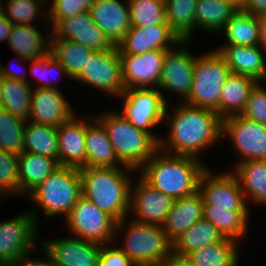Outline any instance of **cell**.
Wrapping results in <instances>:
<instances>
[{
    "label": "cell",
    "instance_id": "1",
    "mask_svg": "<svg viewBox=\"0 0 266 266\" xmlns=\"http://www.w3.org/2000/svg\"><path fill=\"white\" fill-rule=\"evenodd\" d=\"M167 110L168 105L165 115L166 120H170L166 121L169 134L167 140L162 138L159 142V149L163 152L173 151L171 154L200 159L204 149L222 139V118L214 110L185 102L174 109L172 116Z\"/></svg>",
    "mask_w": 266,
    "mask_h": 266
},
{
    "label": "cell",
    "instance_id": "2",
    "mask_svg": "<svg viewBox=\"0 0 266 266\" xmlns=\"http://www.w3.org/2000/svg\"><path fill=\"white\" fill-rule=\"evenodd\" d=\"M206 169L201 159L158 149L138 171L153 188L178 199L198 191L200 177Z\"/></svg>",
    "mask_w": 266,
    "mask_h": 266
},
{
    "label": "cell",
    "instance_id": "3",
    "mask_svg": "<svg viewBox=\"0 0 266 266\" xmlns=\"http://www.w3.org/2000/svg\"><path fill=\"white\" fill-rule=\"evenodd\" d=\"M78 169L81 175L82 196L112 216L117 222L125 219L129 214L132 184V179L125 172L137 170L128 166L80 167Z\"/></svg>",
    "mask_w": 266,
    "mask_h": 266
},
{
    "label": "cell",
    "instance_id": "4",
    "mask_svg": "<svg viewBox=\"0 0 266 266\" xmlns=\"http://www.w3.org/2000/svg\"><path fill=\"white\" fill-rule=\"evenodd\" d=\"M106 129L118 160L138 170L159 149V143L147 132L136 128L121 112L102 113L95 117Z\"/></svg>",
    "mask_w": 266,
    "mask_h": 266
},
{
    "label": "cell",
    "instance_id": "5",
    "mask_svg": "<svg viewBox=\"0 0 266 266\" xmlns=\"http://www.w3.org/2000/svg\"><path fill=\"white\" fill-rule=\"evenodd\" d=\"M126 231L123 232V246L119 249L137 266H166L173 257V242L165 233L163 225L131 220Z\"/></svg>",
    "mask_w": 266,
    "mask_h": 266
},
{
    "label": "cell",
    "instance_id": "6",
    "mask_svg": "<svg viewBox=\"0 0 266 266\" xmlns=\"http://www.w3.org/2000/svg\"><path fill=\"white\" fill-rule=\"evenodd\" d=\"M29 194L31 199L43 209L47 218L60 214L66 218L82 196L79 169L59 166Z\"/></svg>",
    "mask_w": 266,
    "mask_h": 266
},
{
    "label": "cell",
    "instance_id": "7",
    "mask_svg": "<svg viewBox=\"0 0 266 266\" xmlns=\"http://www.w3.org/2000/svg\"><path fill=\"white\" fill-rule=\"evenodd\" d=\"M230 73L225 58L216 49L195 56L192 88L184 102L212 109L220 116V96Z\"/></svg>",
    "mask_w": 266,
    "mask_h": 266
},
{
    "label": "cell",
    "instance_id": "8",
    "mask_svg": "<svg viewBox=\"0 0 266 266\" xmlns=\"http://www.w3.org/2000/svg\"><path fill=\"white\" fill-rule=\"evenodd\" d=\"M76 238L104 245L111 243L118 229L127 226L126 218L116 221L94 203L81 196L65 218Z\"/></svg>",
    "mask_w": 266,
    "mask_h": 266
},
{
    "label": "cell",
    "instance_id": "9",
    "mask_svg": "<svg viewBox=\"0 0 266 266\" xmlns=\"http://www.w3.org/2000/svg\"><path fill=\"white\" fill-rule=\"evenodd\" d=\"M158 88L125 89L119 96L123 100L122 115L136 128L150 134L158 143L161 138L150 131L165 121L167 102Z\"/></svg>",
    "mask_w": 266,
    "mask_h": 266
},
{
    "label": "cell",
    "instance_id": "10",
    "mask_svg": "<svg viewBox=\"0 0 266 266\" xmlns=\"http://www.w3.org/2000/svg\"><path fill=\"white\" fill-rule=\"evenodd\" d=\"M35 211L0 223V265L11 266L29 256L37 235ZM31 252V253H30Z\"/></svg>",
    "mask_w": 266,
    "mask_h": 266
},
{
    "label": "cell",
    "instance_id": "11",
    "mask_svg": "<svg viewBox=\"0 0 266 266\" xmlns=\"http://www.w3.org/2000/svg\"><path fill=\"white\" fill-rule=\"evenodd\" d=\"M81 83L94 86L101 92L119 97L124 93L122 63L117 45L108 50L95 51L86 68L75 78Z\"/></svg>",
    "mask_w": 266,
    "mask_h": 266
},
{
    "label": "cell",
    "instance_id": "12",
    "mask_svg": "<svg viewBox=\"0 0 266 266\" xmlns=\"http://www.w3.org/2000/svg\"><path fill=\"white\" fill-rule=\"evenodd\" d=\"M222 139L229 136L240 154L246 160H266V125L249 120L241 114L222 119Z\"/></svg>",
    "mask_w": 266,
    "mask_h": 266
},
{
    "label": "cell",
    "instance_id": "13",
    "mask_svg": "<svg viewBox=\"0 0 266 266\" xmlns=\"http://www.w3.org/2000/svg\"><path fill=\"white\" fill-rule=\"evenodd\" d=\"M217 174L207 168L200 177L198 191L202 195L204 205L248 210L249 205L235 175L231 171Z\"/></svg>",
    "mask_w": 266,
    "mask_h": 266
},
{
    "label": "cell",
    "instance_id": "14",
    "mask_svg": "<svg viewBox=\"0 0 266 266\" xmlns=\"http://www.w3.org/2000/svg\"><path fill=\"white\" fill-rule=\"evenodd\" d=\"M137 185L133 182L130 189V208L134 221L163 225L175 199L153 188L141 176ZM135 184V185H134Z\"/></svg>",
    "mask_w": 266,
    "mask_h": 266
},
{
    "label": "cell",
    "instance_id": "15",
    "mask_svg": "<svg viewBox=\"0 0 266 266\" xmlns=\"http://www.w3.org/2000/svg\"><path fill=\"white\" fill-rule=\"evenodd\" d=\"M167 51L151 50L139 55L119 54L125 89L158 88Z\"/></svg>",
    "mask_w": 266,
    "mask_h": 266
},
{
    "label": "cell",
    "instance_id": "16",
    "mask_svg": "<svg viewBox=\"0 0 266 266\" xmlns=\"http://www.w3.org/2000/svg\"><path fill=\"white\" fill-rule=\"evenodd\" d=\"M42 251L54 266H99L101 244L76 237L48 240Z\"/></svg>",
    "mask_w": 266,
    "mask_h": 266
},
{
    "label": "cell",
    "instance_id": "17",
    "mask_svg": "<svg viewBox=\"0 0 266 266\" xmlns=\"http://www.w3.org/2000/svg\"><path fill=\"white\" fill-rule=\"evenodd\" d=\"M181 40L167 22L148 27L131 26L117 44L119 54H143L151 50H171Z\"/></svg>",
    "mask_w": 266,
    "mask_h": 266
},
{
    "label": "cell",
    "instance_id": "18",
    "mask_svg": "<svg viewBox=\"0 0 266 266\" xmlns=\"http://www.w3.org/2000/svg\"><path fill=\"white\" fill-rule=\"evenodd\" d=\"M188 42L181 41L178 44L179 50L173 51L171 49L165 53L162 74L158 84L159 90L178 92L179 96L184 97L182 100H186L190 94L195 63L194 55L185 49L186 46H183Z\"/></svg>",
    "mask_w": 266,
    "mask_h": 266
},
{
    "label": "cell",
    "instance_id": "19",
    "mask_svg": "<svg viewBox=\"0 0 266 266\" xmlns=\"http://www.w3.org/2000/svg\"><path fill=\"white\" fill-rule=\"evenodd\" d=\"M52 28L55 38L70 40L95 51L108 50L114 46L93 22L89 11L60 19Z\"/></svg>",
    "mask_w": 266,
    "mask_h": 266
},
{
    "label": "cell",
    "instance_id": "20",
    "mask_svg": "<svg viewBox=\"0 0 266 266\" xmlns=\"http://www.w3.org/2000/svg\"><path fill=\"white\" fill-rule=\"evenodd\" d=\"M68 103L59 89L35 87L29 121L57 128L76 115Z\"/></svg>",
    "mask_w": 266,
    "mask_h": 266
},
{
    "label": "cell",
    "instance_id": "21",
    "mask_svg": "<svg viewBox=\"0 0 266 266\" xmlns=\"http://www.w3.org/2000/svg\"><path fill=\"white\" fill-rule=\"evenodd\" d=\"M93 22L117 45L130 29L131 20L128 1L95 0L89 9Z\"/></svg>",
    "mask_w": 266,
    "mask_h": 266
},
{
    "label": "cell",
    "instance_id": "22",
    "mask_svg": "<svg viewBox=\"0 0 266 266\" xmlns=\"http://www.w3.org/2000/svg\"><path fill=\"white\" fill-rule=\"evenodd\" d=\"M60 166L86 167V120L74 115L57 127Z\"/></svg>",
    "mask_w": 266,
    "mask_h": 266
},
{
    "label": "cell",
    "instance_id": "23",
    "mask_svg": "<svg viewBox=\"0 0 266 266\" xmlns=\"http://www.w3.org/2000/svg\"><path fill=\"white\" fill-rule=\"evenodd\" d=\"M216 50L225 58L231 73L251 77L259 83L266 82V60L260 45H223Z\"/></svg>",
    "mask_w": 266,
    "mask_h": 266
},
{
    "label": "cell",
    "instance_id": "24",
    "mask_svg": "<svg viewBox=\"0 0 266 266\" xmlns=\"http://www.w3.org/2000/svg\"><path fill=\"white\" fill-rule=\"evenodd\" d=\"M203 210L204 201L199 191L175 199L163 224L168 238L174 242L193 224L203 218Z\"/></svg>",
    "mask_w": 266,
    "mask_h": 266
},
{
    "label": "cell",
    "instance_id": "25",
    "mask_svg": "<svg viewBox=\"0 0 266 266\" xmlns=\"http://www.w3.org/2000/svg\"><path fill=\"white\" fill-rule=\"evenodd\" d=\"M92 119V125L86 121V167L124 166L118 160L104 126L95 117Z\"/></svg>",
    "mask_w": 266,
    "mask_h": 266
},
{
    "label": "cell",
    "instance_id": "26",
    "mask_svg": "<svg viewBox=\"0 0 266 266\" xmlns=\"http://www.w3.org/2000/svg\"><path fill=\"white\" fill-rule=\"evenodd\" d=\"M36 28L37 25H13L8 38V44L14 53L28 63L50 52L51 32L45 38Z\"/></svg>",
    "mask_w": 266,
    "mask_h": 266
},
{
    "label": "cell",
    "instance_id": "27",
    "mask_svg": "<svg viewBox=\"0 0 266 266\" xmlns=\"http://www.w3.org/2000/svg\"><path fill=\"white\" fill-rule=\"evenodd\" d=\"M18 157L19 196L30 193L60 166L51 157L31 152L23 151Z\"/></svg>",
    "mask_w": 266,
    "mask_h": 266
},
{
    "label": "cell",
    "instance_id": "28",
    "mask_svg": "<svg viewBox=\"0 0 266 266\" xmlns=\"http://www.w3.org/2000/svg\"><path fill=\"white\" fill-rule=\"evenodd\" d=\"M233 169L245 199L266 206V160L237 162Z\"/></svg>",
    "mask_w": 266,
    "mask_h": 266
},
{
    "label": "cell",
    "instance_id": "29",
    "mask_svg": "<svg viewBox=\"0 0 266 266\" xmlns=\"http://www.w3.org/2000/svg\"><path fill=\"white\" fill-rule=\"evenodd\" d=\"M257 83L251 77L230 73L220 96V117L224 119L231 115L241 114L251 90Z\"/></svg>",
    "mask_w": 266,
    "mask_h": 266
},
{
    "label": "cell",
    "instance_id": "30",
    "mask_svg": "<svg viewBox=\"0 0 266 266\" xmlns=\"http://www.w3.org/2000/svg\"><path fill=\"white\" fill-rule=\"evenodd\" d=\"M249 213V210H232L216 207V205H204L203 217L211 222L223 237L239 241L246 233Z\"/></svg>",
    "mask_w": 266,
    "mask_h": 266
},
{
    "label": "cell",
    "instance_id": "31",
    "mask_svg": "<svg viewBox=\"0 0 266 266\" xmlns=\"http://www.w3.org/2000/svg\"><path fill=\"white\" fill-rule=\"evenodd\" d=\"M223 238L217 228L203 217L173 242V255L185 258L189 253Z\"/></svg>",
    "mask_w": 266,
    "mask_h": 266
},
{
    "label": "cell",
    "instance_id": "32",
    "mask_svg": "<svg viewBox=\"0 0 266 266\" xmlns=\"http://www.w3.org/2000/svg\"><path fill=\"white\" fill-rule=\"evenodd\" d=\"M238 11L239 8L229 1L197 0L195 27L218 33Z\"/></svg>",
    "mask_w": 266,
    "mask_h": 266
},
{
    "label": "cell",
    "instance_id": "33",
    "mask_svg": "<svg viewBox=\"0 0 266 266\" xmlns=\"http://www.w3.org/2000/svg\"><path fill=\"white\" fill-rule=\"evenodd\" d=\"M95 50L70 40L57 39L51 34L50 53L67 71L68 76L75 79L84 68Z\"/></svg>",
    "mask_w": 266,
    "mask_h": 266
},
{
    "label": "cell",
    "instance_id": "34",
    "mask_svg": "<svg viewBox=\"0 0 266 266\" xmlns=\"http://www.w3.org/2000/svg\"><path fill=\"white\" fill-rule=\"evenodd\" d=\"M238 241L224 237L200 250L189 253L185 258L196 266H238Z\"/></svg>",
    "mask_w": 266,
    "mask_h": 266
},
{
    "label": "cell",
    "instance_id": "35",
    "mask_svg": "<svg viewBox=\"0 0 266 266\" xmlns=\"http://www.w3.org/2000/svg\"><path fill=\"white\" fill-rule=\"evenodd\" d=\"M24 151L51 157L59 162L57 128L26 121Z\"/></svg>",
    "mask_w": 266,
    "mask_h": 266
},
{
    "label": "cell",
    "instance_id": "36",
    "mask_svg": "<svg viewBox=\"0 0 266 266\" xmlns=\"http://www.w3.org/2000/svg\"><path fill=\"white\" fill-rule=\"evenodd\" d=\"M225 45L253 46L260 45V30L257 16L241 9L225 24Z\"/></svg>",
    "mask_w": 266,
    "mask_h": 266
},
{
    "label": "cell",
    "instance_id": "37",
    "mask_svg": "<svg viewBox=\"0 0 266 266\" xmlns=\"http://www.w3.org/2000/svg\"><path fill=\"white\" fill-rule=\"evenodd\" d=\"M197 0H165L167 23L181 41H190Z\"/></svg>",
    "mask_w": 266,
    "mask_h": 266
},
{
    "label": "cell",
    "instance_id": "38",
    "mask_svg": "<svg viewBox=\"0 0 266 266\" xmlns=\"http://www.w3.org/2000/svg\"><path fill=\"white\" fill-rule=\"evenodd\" d=\"M31 83L4 78L1 107L16 117L29 121L32 87Z\"/></svg>",
    "mask_w": 266,
    "mask_h": 266
},
{
    "label": "cell",
    "instance_id": "39",
    "mask_svg": "<svg viewBox=\"0 0 266 266\" xmlns=\"http://www.w3.org/2000/svg\"><path fill=\"white\" fill-rule=\"evenodd\" d=\"M26 121L0 107V148L19 156L24 151V128Z\"/></svg>",
    "mask_w": 266,
    "mask_h": 266
},
{
    "label": "cell",
    "instance_id": "40",
    "mask_svg": "<svg viewBox=\"0 0 266 266\" xmlns=\"http://www.w3.org/2000/svg\"><path fill=\"white\" fill-rule=\"evenodd\" d=\"M132 26L148 27L167 22L165 0H128Z\"/></svg>",
    "mask_w": 266,
    "mask_h": 266
},
{
    "label": "cell",
    "instance_id": "41",
    "mask_svg": "<svg viewBox=\"0 0 266 266\" xmlns=\"http://www.w3.org/2000/svg\"><path fill=\"white\" fill-rule=\"evenodd\" d=\"M5 17L13 25H32V21L38 17L48 18V9L40 13L41 6L50 0H7ZM40 9V10H39ZM36 16V17H35ZM45 16V17H44Z\"/></svg>",
    "mask_w": 266,
    "mask_h": 266
},
{
    "label": "cell",
    "instance_id": "42",
    "mask_svg": "<svg viewBox=\"0 0 266 266\" xmlns=\"http://www.w3.org/2000/svg\"><path fill=\"white\" fill-rule=\"evenodd\" d=\"M19 195V157L0 148V195Z\"/></svg>",
    "mask_w": 266,
    "mask_h": 266
},
{
    "label": "cell",
    "instance_id": "43",
    "mask_svg": "<svg viewBox=\"0 0 266 266\" xmlns=\"http://www.w3.org/2000/svg\"><path fill=\"white\" fill-rule=\"evenodd\" d=\"M95 0H53L49 6L48 20L54 26L60 19L89 11Z\"/></svg>",
    "mask_w": 266,
    "mask_h": 266
},
{
    "label": "cell",
    "instance_id": "44",
    "mask_svg": "<svg viewBox=\"0 0 266 266\" xmlns=\"http://www.w3.org/2000/svg\"><path fill=\"white\" fill-rule=\"evenodd\" d=\"M30 62L29 71H31L32 75H34L37 80L41 81L37 88L58 89V87H56L57 85H53V83L50 84L51 82H49L48 79L46 80V75H48V73L52 70L54 74L58 73L61 74L62 77L63 75L69 77L67 71L50 52L47 55L39 59L31 60Z\"/></svg>",
    "mask_w": 266,
    "mask_h": 266
},
{
    "label": "cell",
    "instance_id": "45",
    "mask_svg": "<svg viewBox=\"0 0 266 266\" xmlns=\"http://www.w3.org/2000/svg\"><path fill=\"white\" fill-rule=\"evenodd\" d=\"M245 118L266 125V88L259 84L251 90L245 108L241 113Z\"/></svg>",
    "mask_w": 266,
    "mask_h": 266
},
{
    "label": "cell",
    "instance_id": "46",
    "mask_svg": "<svg viewBox=\"0 0 266 266\" xmlns=\"http://www.w3.org/2000/svg\"><path fill=\"white\" fill-rule=\"evenodd\" d=\"M107 244L101 246L99 254V266H137L118 247H108Z\"/></svg>",
    "mask_w": 266,
    "mask_h": 266
},
{
    "label": "cell",
    "instance_id": "47",
    "mask_svg": "<svg viewBox=\"0 0 266 266\" xmlns=\"http://www.w3.org/2000/svg\"><path fill=\"white\" fill-rule=\"evenodd\" d=\"M241 10L257 17L264 15L266 14V0H244Z\"/></svg>",
    "mask_w": 266,
    "mask_h": 266
},
{
    "label": "cell",
    "instance_id": "48",
    "mask_svg": "<svg viewBox=\"0 0 266 266\" xmlns=\"http://www.w3.org/2000/svg\"><path fill=\"white\" fill-rule=\"evenodd\" d=\"M13 24L5 17H0V42H4L7 40L11 32Z\"/></svg>",
    "mask_w": 266,
    "mask_h": 266
},
{
    "label": "cell",
    "instance_id": "49",
    "mask_svg": "<svg viewBox=\"0 0 266 266\" xmlns=\"http://www.w3.org/2000/svg\"><path fill=\"white\" fill-rule=\"evenodd\" d=\"M29 259V260H28ZM11 266H54V264L46 257V259L42 260H30L29 256L24 257L18 263L13 264Z\"/></svg>",
    "mask_w": 266,
    "mask_h": 266
},
{
    "label": "cell",
    "instance_id": "50",
    "mask_svg": "<svg viewBox=\"0 0 266 266\" xmlns=\"http://www.w3.org/2000/svg\"><path fill=\"white\" fill-rule=\"evenodd\" d=\"M0 71L4 78L30 83L28 79H26V76L24 74L21 75L20 73H16L14 70L12 71V69L9 67L7 68L3 65H0Z\"/></svg>",
    "mask_w": 266,
    "mask_h": 266
},
{
    "label": "cell",
    "instance_id": "51",
    "mask_svg": "<svg viewBox=\"0 0 266 266\" xmlns=\"http://www.w3.org/2000/svg\"><path fill=\"white\" fill-rule=\"evenodd\" d=\"M260 30V46L266 53V14L257 17Z\"/></svg>",
    "mask_w": 266,
    "mask_h": 266
},
{
    "label": "cell",
    "instance_id": "52",
    "mask_svg": "<svg viewBox=\"0 0 266 266\" xmlns=\"http://www.w3.org/2000/svg\"><path fill=\"white\" fill-rule=\"evenodd\" d=\"M166 266H196V265L190 263L186 258L173 255V257L166 263Z\"/></svg>",
    "mask_w": 266,
    "mask_h": 266
},
{
    "label": "cell",
    "instance_id": "53",
    "mask_svg": "<svg viewBox=\"0 0 266 266\" xmlns=\"http://www.w3.org/2000/svg\"><path fill=\"white\" fill-rule=\"evenodd\" d=\"M225 1H229L231 3H233L234 5H236L239 9L242 8L244 0H225Z\"/></svg>",
    "mask_w": 266,
    "mask_h": 266
},
{
    "label": "cell",
    "instance_id": "54",
    "mask_svg": "<svg viewBox=\"0 0 266 266\" xmlns=\"http://www.w3.org/2000/svg\"><path fill=\"white\" fill-rule=\"evenodd\" d=\"M3 80H4V77L0 71V107H1V99H2Z\"/></svg>",
    "mask_w": 266,
    "mask_h": 266
},
{
    "label": "cell",
    "instance_id": "55",
    "mask_svg": "<svg viewBox=\"0 0 266 266\" xmlns=\"http://www.w3.org/2000/svg\"><path fill=\"white\" fill-rule=\"evenodd\" d=\"M4 4H5V2H2L1 0H0V17L1 16H5V10H6V8H4V7H6V6H4Z\"/></svg>",
    "mask_w": 266,
    "mask_h": 266
}]
</instances>
